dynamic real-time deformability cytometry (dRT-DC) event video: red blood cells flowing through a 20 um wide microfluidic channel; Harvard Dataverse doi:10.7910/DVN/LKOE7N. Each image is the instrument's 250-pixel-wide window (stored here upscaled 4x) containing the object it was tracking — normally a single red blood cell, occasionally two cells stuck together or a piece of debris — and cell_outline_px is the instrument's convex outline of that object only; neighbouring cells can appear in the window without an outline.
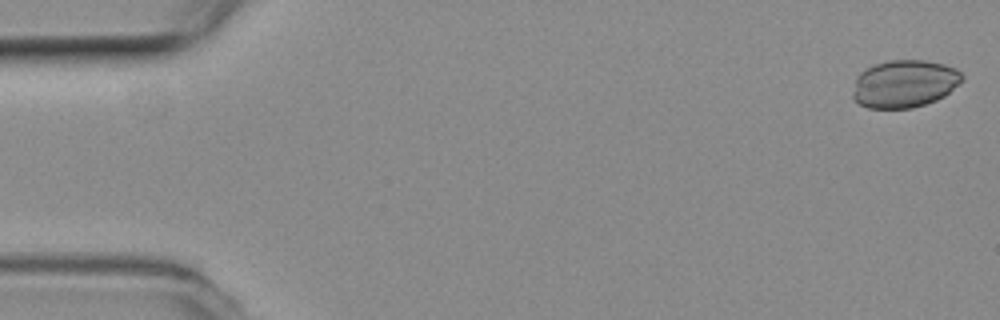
{"species": "common noctule bat (a hibernating species)", "species_latin": "Nyctalus noctula", "temperature_condition": "room temperature", "stored_images_in_passage": 11, "camera_frame_rate_fps": 3000, "um_per_image_px": 0.085, "animal": {"sex": "female", "body_mass_g": 19.3, "forearm_length_mm": 54.1}, "frame": {"image": 1, "passage_image": 1, "time_ms": 0.0, "image_size_px": [1000, 320], "cell_outline_px": [[964, 80], [944, 96], [936, 100], [912, 108], [868, 108], [860, 104], [852, 96], [852, 92], [856, 76], [864, 68], [888, 60], [924, 60], [944, 64], [956, 68], [964, 76]], "centroid_in_image_um": [76.87, 7.11], "position_along_channel_um": 8.1, "area_um2": 30.52}}